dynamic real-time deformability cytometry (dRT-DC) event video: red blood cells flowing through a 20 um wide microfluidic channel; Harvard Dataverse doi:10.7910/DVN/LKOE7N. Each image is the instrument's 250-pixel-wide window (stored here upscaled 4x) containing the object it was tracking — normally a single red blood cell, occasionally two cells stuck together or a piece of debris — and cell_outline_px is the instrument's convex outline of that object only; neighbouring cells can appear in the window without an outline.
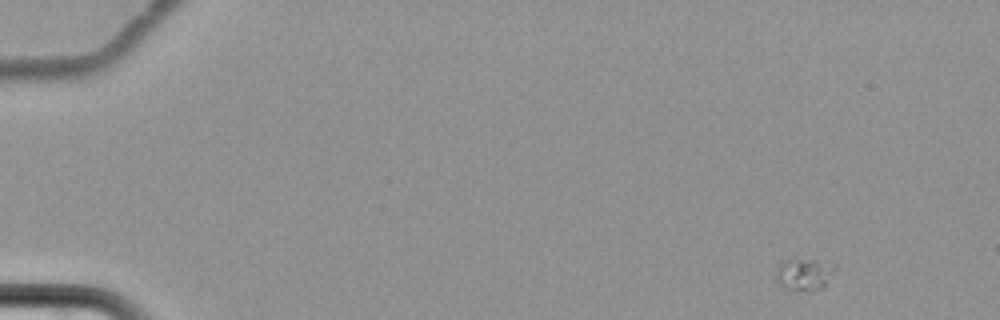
{"species": "common noctule bat (a hibernating species)", "species_latin": "Nyctalus noctula", "temperature_condition": "cold", "stored_images_in_passage": 61, "camera_frame_rate_fps": 3000, "um_per_image_px": 0.085, "animal": {"sex": "female", "body_mass_g": 22.7, "forearm_length_mm": 54.2}, "frame": {"image": 1, "passage_image": 1, "time_ms": 0.0, "image_size_px": [1000, 320], "cell_outline_px": [[836, 268], [824, 288], [808, 292], [788, 288], [780, 284], [776, 280], [776, 272], [780, 264], [788, 260], [816, 260], [836, 264]], "centroid_in_image_um": [68.42, 23.33], "position_along_channel_um": 16.6, "area_um2": 10.87}}
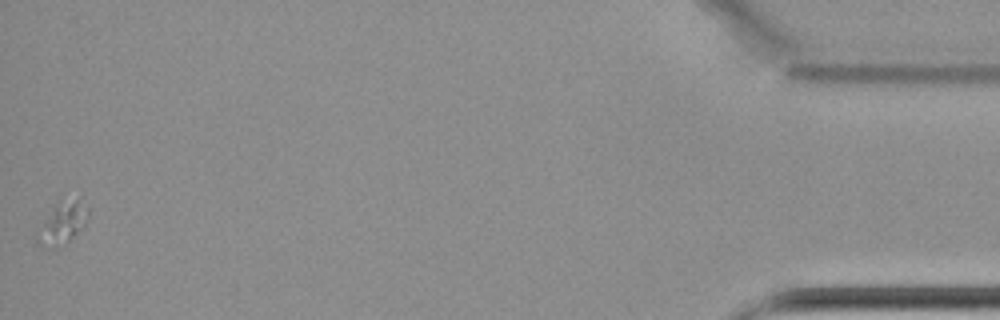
{"frame": {"image": 2, "passage_image": 61, "time_ms": 20.0, "image_size_px": [1000, 320], "cell_outline_px": [[88, 216], [84, 224], [68, 240], [56, 248], [52, 248], [36, 244], [36, 236], [56, 204], [76, 200], [88, 208]], "centroid_in_image_um": [5.29, 19.03], "position_along_channel_um": 429.9, "area_um2": 11.27}}